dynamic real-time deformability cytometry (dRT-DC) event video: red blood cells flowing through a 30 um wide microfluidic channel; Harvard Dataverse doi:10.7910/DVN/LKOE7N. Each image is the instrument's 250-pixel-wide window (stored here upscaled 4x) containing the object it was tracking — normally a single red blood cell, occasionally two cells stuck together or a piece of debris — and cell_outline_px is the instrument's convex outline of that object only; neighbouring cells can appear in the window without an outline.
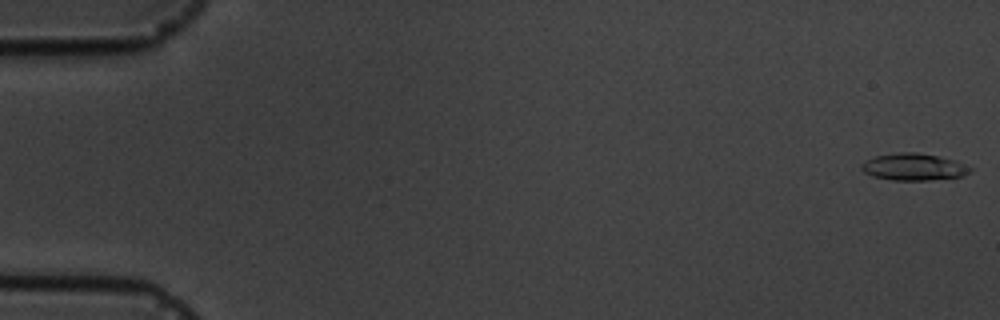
{"species": "common noctule bat (a hibernating species)", "species_latin": "Nyctalus noctula", "temperature_condition": "cold", "stored_images_in_passage": 8, "camera_frame_rate_fps": 3000, "um_per_image_px": 0.085, "animal": {"sex": "male", "body_mass_g": 19.5, "forearm_length_mm": 54.6}, "frame": {"image": 1, "passage_image": 1, "time_ms": 0.0, "image_size_px": [1000, 320], "cell_outline_px": [[972, 172], [964, 176], [928, 180], [892, 180], [872, 176], [864, 172], [860, 168], [864, 160], [876, 156], [896, 152], [916, 152], [940, 156], [952, 160], [972, 168]], "centroid_in_image_um": [77.64, 14.19], "position_along_channel_um": 7.4, "area_um2": 17.11}}
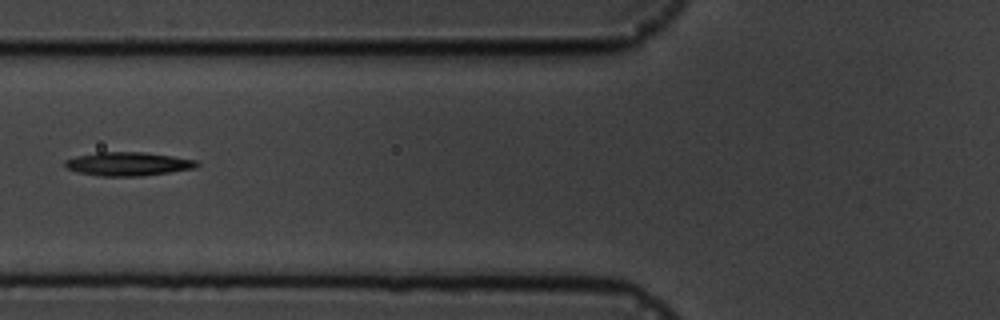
{"frame": {"image": 2, "passage_image": 7, "time_ms": 7.0, "image_size_px": [1000, 320], "cell_outline_px": [[200, 164], [196, 168], [140, 176], [100, 176], [80, 172], [68, 168], [64, 164], [64, 160], [76, 156], [96, 152], [144, 152], [172, 156], [196, 160]], "centroid_in_image_um": [10.89, 13.92], "position_along_channel_um": 114.9, "area_um2": 18.03}}
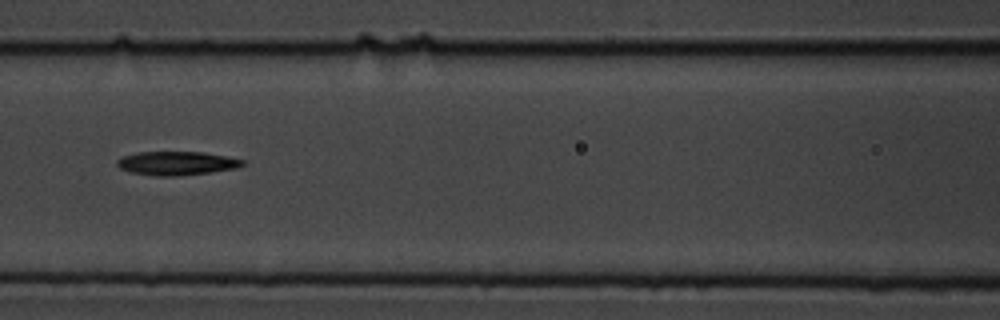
{"frame": {"image": 3, "passage_image": 8, "time_ms": 8.0, "image_size_px": [1000, 320], "cell_outline_px": [[244, 164], [236, 168], [212, 172], [176, 176], [156, 176], [132, 172], [120, 168], [116, 164], [116, 160], [120, 156], [136, 152], [204, 152], [244, 160]], "centroid_in_image_um": [14.97, 13.87], "position_along_channel_um": 151.6, "area_um2": 17.34}}